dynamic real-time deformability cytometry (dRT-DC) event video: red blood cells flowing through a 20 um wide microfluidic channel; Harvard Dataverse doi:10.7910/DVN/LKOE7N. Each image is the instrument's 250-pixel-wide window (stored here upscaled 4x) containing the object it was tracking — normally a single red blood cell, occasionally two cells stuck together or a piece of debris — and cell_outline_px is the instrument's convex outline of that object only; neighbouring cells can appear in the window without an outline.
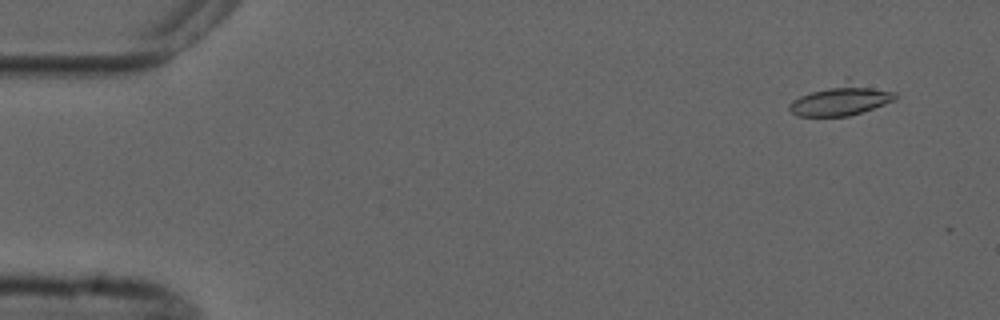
{"species": "common noctule bat (a hibernating species)", "species_latin": "Nyctalus noctula", "temperature_condition": "cold", "stored_images_in_passage": 4, "camera_frame_rate_fps": 3000, "um_per_image_px": 0.085, "animal": {"sex": "male", "forearm_length_mm": 52.5}, "frame": {"image": 1, "passage_image": 2, "time_ms": 1.0, "image_size_px": [1000, 320], "cell_outline_px": [[896, 100], [848, 116], [796, 116], [788, 108], [788, 104], [792, 100], [800, 96], [848, 76], [896, 92]], "centroid_in_image_um": [71.52, 8.41], "position_along_channel_um": 13.5, "area_um2": 19.94}}